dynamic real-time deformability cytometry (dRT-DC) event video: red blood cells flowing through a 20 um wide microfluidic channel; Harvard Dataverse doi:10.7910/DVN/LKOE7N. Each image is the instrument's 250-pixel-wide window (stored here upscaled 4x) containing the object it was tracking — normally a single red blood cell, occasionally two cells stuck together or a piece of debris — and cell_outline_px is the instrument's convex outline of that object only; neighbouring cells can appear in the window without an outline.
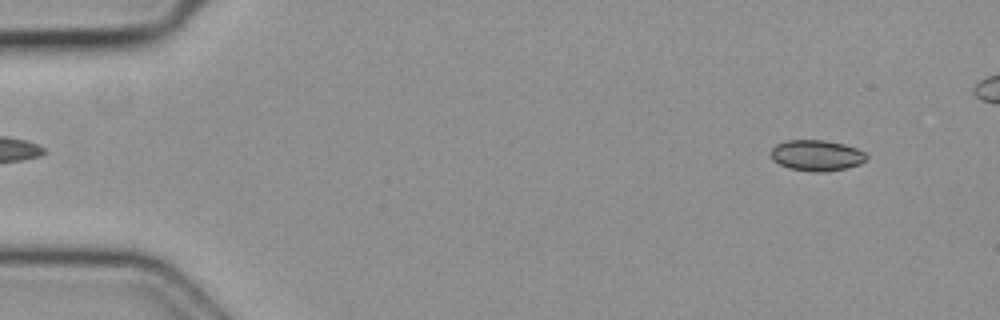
{"species": "common noctule bat (a hibernating species)", "species_latin": "Nyctalus noctula", "temperature_condition": "cold", "stored_images_in_passage": 50, "camera_frame_rate_fps": 3000, "um_per_image_px": 0.085, "animal": {"sex": "female", "body_mass_g": 19.3, "forearm_length_mm": 54.1}, "frame": {"image": 1, "passage_image": 5, "time_ms": 1.333, "image_size_px": [1000, 320], "cell_outline_px": [[868, 160], [860, 164], [844, 168], [824, 172], [816, 172], [788, 168], [772, 160], [772, 148], [776, 144], [784, 140], [824, 140], [844, 144], [856, 148], [864, 152], [868, 156]], "centroid_in_image_um": [69.42, 13.2], "position_along_channel_um": 15.6, "area_um2": 17.22}}
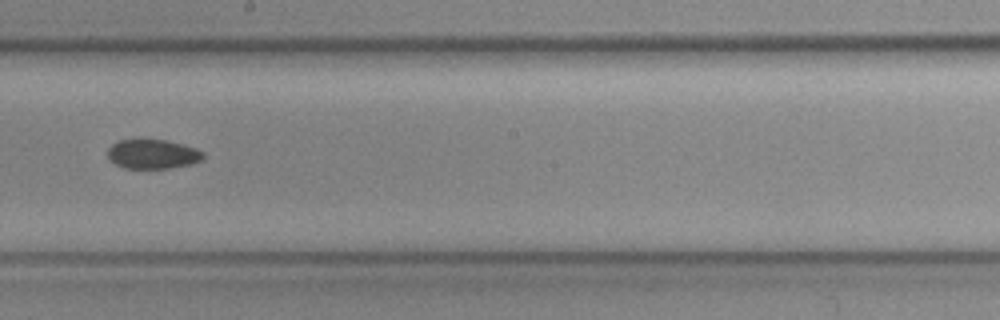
{"frame": {"image": 2, "passage_image": 31, "time_ms": 10.0, "image_size_px": [1000, 320], "cell_outline_px": [[204, 156], [200, 160], [192, 164], [168, 168], [124, 168], [108, 160], [108, 148], [112, 144], [120, 140], [140, 136], [164, 140], [196, 148], [204, 152]], "centroid_in_image_um": [12.92, 13.06], "position_along_channel_um": 235.3, "area_um2": 16.82}}
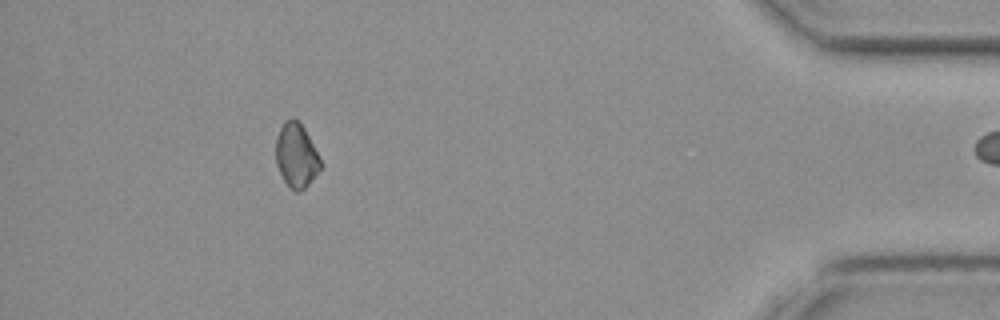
{"frame": {"image": 3, "passage_image": 49, "time_ms": 16.0, "image_size_px": [1000, 320], "cell_outline_px": [[320, 168], [308, 184], [304, 188], [296, 192], [284, 180], [276, 164], [276, 136], [284, 120], [292, 116], [304, 128], [320, 160]], "centroid_in_image_um": [25.14, 13.17], "position_along_channel_um": 410.1, "area_um2": 16.24}}